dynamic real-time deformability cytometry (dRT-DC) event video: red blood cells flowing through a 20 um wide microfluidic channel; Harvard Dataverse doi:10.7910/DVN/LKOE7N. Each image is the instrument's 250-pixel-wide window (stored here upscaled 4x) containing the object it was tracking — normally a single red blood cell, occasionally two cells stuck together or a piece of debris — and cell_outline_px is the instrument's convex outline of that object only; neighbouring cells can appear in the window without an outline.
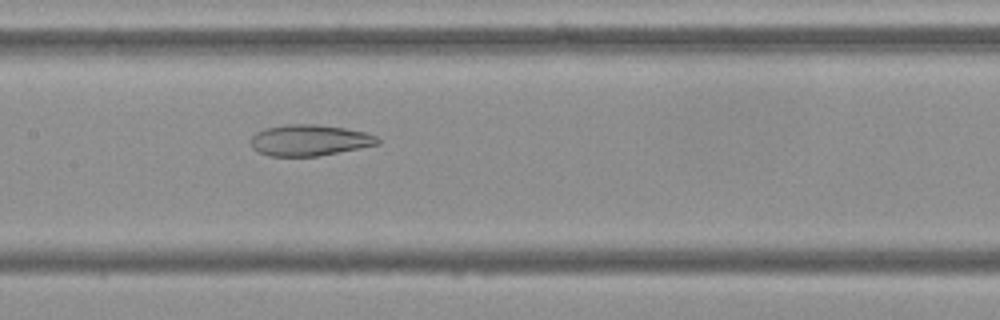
{"species": "Egyptian fruit bat (a non-hibernating species)", "species_latin": "Rousettus aegyptiacus", "temperature_condition": "cold", "stored_images_in_passage": 54, "camera_frame_rate_fps": 3000, "um_per_image_px": 0.085, "frame": {"image": 1, "passage_image": 26, "time_ms": 8.333, "image_size_px": [1000, 320], "cell_outline_px": [[380, 144], [320, 156], [268, 156], [252, 148], [248, 140], [256, 132], [264, 128], [288, 124], [316, 124], [344, 128], [364, 132], [376, 136], [380, 140]], "centroid_in_image_um": [26.27, 11.92], "position_along_channel_um": 181.1, "area_um2": 23.18}}
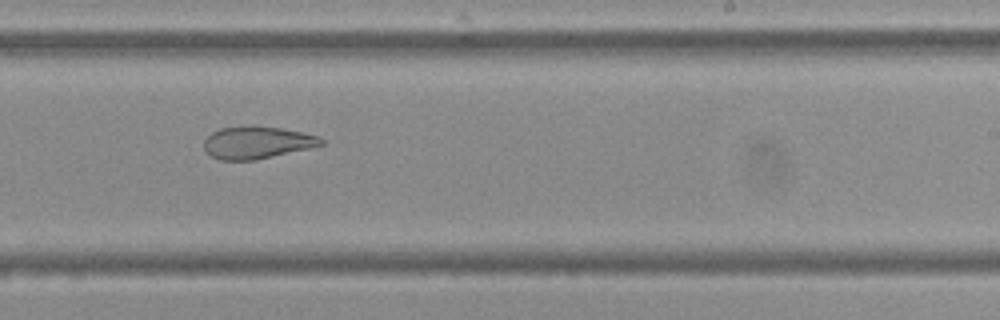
{"frame": {"image": 2, "passage_image": 33, "time_ms": 10.667, "image_size_px": [1000, 320], "cell_outline_px": [[324, 144], [308, 148], [256, 160], [220, 160], [212, 156], [204, 148], [204, 140], [212, 132], [220, 128], [244, 124], [252, 124], [280, 128], [320, 136], [324, 140]], "centroid_in_image_um": [21.82, 12.09], "position_along_channel_um": 267.2, "area_um2": 22.25}}
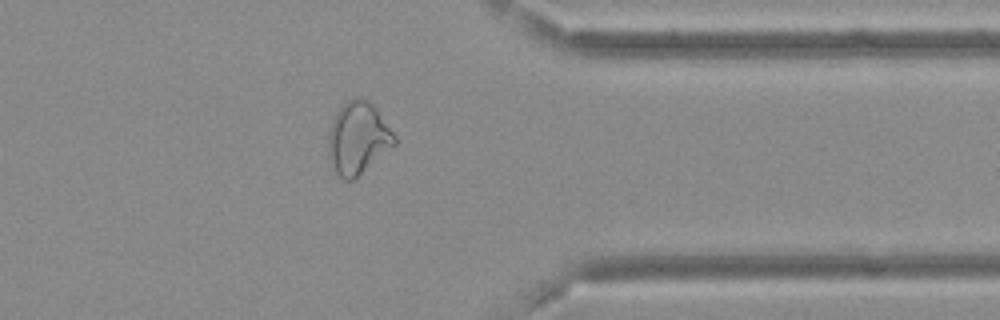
{"frame": {"image": 3, "passage_image": 43, "time_ms": 14.0, "image_size_px": [1000, 320], "cell_outline_px": [[396, 144], [352, 180], [344, 180], [332, 168], [328, 156], [328, 132], [332, 120], [336, 112], [348, 100], [356, 96], [368, 100], [376, 108], [396, 136]], "centroid_in_image_um": [30.41, 11.72], "position_along_channel_um": 381.0, "area_um2": 27.69}, "authors_computed_cell_mechanics": {"area_um2": 28.6688, "velocity_mm_per_s": 3.6967, "shape_relaxation_time_tau1_ms": null, "shape_relaxation_time_tau2_ms": 3.3078, "deformation_change_tau1": null, "deformation_change_tau2": 0.1129}}